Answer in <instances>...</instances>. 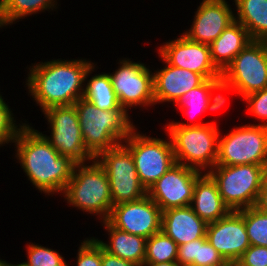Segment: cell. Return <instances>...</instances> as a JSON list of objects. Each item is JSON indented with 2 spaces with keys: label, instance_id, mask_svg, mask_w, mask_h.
I'll list each match as a JSON object with an SVG mask.
<instances>
[{
  "label": "cell",
  "instance_id": "9c48e42d",
  "mask_svg": "<svg viewBox=\"0 0 267 266\" xmlns=\"http://www.w3.org/2000/svg\"><path fill=\"white\" fill-rule=\"evenodd\" d=\"M95 159L107 173L113 206L147 195L139 180L133 156L124 143L101 152Z\"/></svg>",
  "mask_w": 267,
  "mask_h": 266
},
{
  "label": "cell",
  "instance_id": "2e32d148",
  "mask_svg": "<svg viewBox=\"0 0 267 266\" xmlns=\"http://www.w3.org/2000/svg\"><path fill=\"white\" fill-rule=\"evenodd\" d=\"M206 237L230 266L251 246L243 216L238 211H230L225 217L208 223Z\"/></svg>",
  "mask_w": 267,
  "mask_h": 266
},
{
  "label": "cell",
  "instance_id": "30bf717a",
  "mask_svg": "<svg viewBox=\"0 0 267 266\" xmlns=\"http://www.w3.org/2000/svg\"><path fill=\"white\" fill-rule=\"evenodd\" d=\"M221 75L243 99L267 88V41H251L242 49Z\"/></svg>",
  "mask_w": 267,
  "mask_h": 266
},
{
  "label": "cell",
  "instance_id": "d4e9b609",
  "mask_svg": "<svg viewBox=\"0 0 267 266\" xmlns=\"http://www.w3.org/2000/svg\"><path fill=\"white\" fill-rule=\"evenodd\" d=\"M210 87H211V79H206L201 85L191 89L182 97L180 100L175 104L178 109H180L183 113L184 116H188L191 118L193 121L192 123L188 122H174L171 121L167 124V126H182V127H190V126H200V125H205L208 123H217L215 121L210 122H196V118L202 115L203 113H206V108L209 103V92H210ZM194 115V116H193ZM195 118H193V117Z\"/></svg>",
  "mask_w": 267,
  "mask_h": 266
},
{
  "label": "cell",
  "instance_id": "6da1fadb",
  "mask_svg": "<svg viewBox=\"0 0 267 266\" xmlns=\"http://www.w3.org/2000/svg\"><path fill=\"white\" fill-rule=\"evenodd\" d=\"M15 158L28 180L41 193H63L76 163L60 155L42 132L24 123L13 141Z\"/></svg>",
  "mask_w": 267,
  "mask_h": 266
},
{
  "label": "cell",
  "instance_id": "60d3db41",
  "mask_svg": "<svg viewBox=\"0 0 267 266\" xmlns=\"http://www.w3.org/2000/svg\"><path fill=\"white\" fill-rule=\"evenodd\" d=\"M5 261L0 259V266H4Z\"/></svg>",
  "mask_w": 267,
  "mask_h": 266
},
{
  "label": "cell",
  "instance_id": "d6a6232c",
  "mask_svg": "<svg viewBox=\"0 0 267 266\" xmlns=\"http://www.w3.org/2000/svg\"><path fill=\"white\" fill-rule=\"evenodd\" d=\"M243 100L248 104L247 111L267 127V88L247 95Z\"/></svg>",
  "mask_w": 267,
  "mask_h": 266
},
{
  "label": "cell",
  "instance_id": "ba28073f",
  "mask_svg": "<svg viewBox=\"0 0 267 266\" xmlns=\"http://www.w3.org/2000/svg\"><path fill=\"white\" fill-rule=\"evenodd\" d=\"M137 131L134 128L122 143L130 150L139 180L148 190L176 161L171 139L150 137Z\"/></svg>",
  "mask_w": 267,
  "mask_h": 266
},
{
  "label": "cell",
  "instance_id": "7a4b0ae2",
  "mask_svg": "<svg viewBox=\"0 0 267 266\" xmlns=\"http://www.w3.org/2000/svg\"><path fill=\"white\" fill-rule=\"evenodd\" d=\"M92 64L86 58L32 64L25 82L28 94L42 112L54 106L74 105L83 97L85 75Z\"/></svg>",
  "mask_w": 267,
  "mask_h": 266
},
{
  "label": "cell",
  "instance_id": "484cf974",
  "mask_svg": "<svg viewBox=\"0 0 267 266\" xmlns=\"http://www.w3.org/2000/svg\"><path fill=\"white\" fill-rule=\"evenodd\" d=\"M57 0H0V28L28 15L54 10Z\"/></svg>",
  "mask_w": 267,
  "mask_h": 266
},
{
  "label": "cell",
  "instance_id": "f35d334b",
  "mask_svg": "<svg viewBox=\"0 0 267 266\" xmlns=\"http://www.w3.org/2000/svg\"><path fill=\"white\" fill-rule=\"evenodd\" d=\"M143 266H180L177 262L144 263Z\"/></svg>",
  "mask_w": 267,
  "mask_h": 266
},
{
  "label": "cell",
  "instance_id": "ac0fdd59",
  "mask_svg": "<svg viewBox=\"0 0 267 266\" xmlns=\"http://www.w3.org/2000/svg\"><path fill=\"white\" fill-rule=\"evenodd\" d=\"M161 60L166 65L153 72L155 105L165 102L176 104L182 95L206 80L201 74L172 66L162 57Z\"/></svg>",
  "mask_w": 267,
  "mask_h": 266
},
{
  "label": "cell",
  "instance_id": "1f68e13d",
  "mask_svg": "<svg viewBox=\"0 0 267 266\" xmlns=\"http://www.w3.org/2000/svg\"><path fill=\"white\" fill-rule=\"evenodd\" d=\"M219 91L223 92H229L233 91L232 93H235L238 95L237 90L232 86V84L226 80L222 75L218 78L211 79V87H210V92H209V103L206 108V112L209 111H216L221 110V108L225 105L226 103V98L223 96L220 92L219 94H215ZM215 94V95H214Z\"/></svg>",
  "mask_w": 267,
  "mask_h": 266
},
{
  "label": "cell",
  "instance_id": "836d02e7",
  "mask_svg": "<svg viewBox=\"0 0 267 266\" xmlns=\"http://www.w3.org/2000/svg\"><path fill=\"white\" fill-rule=\"evenodd\" d=\"M197 266H230L219 252L206 240L198 244Z\"/></svg>",
  "mask_w": 267,
  "mask_h": 266
},
{
  "label": "cell",
  "instance_id": "5bb4252c",
  "mask_svg": "<svg viewBox=\"0 0 267 266\" xmlns=\"http://www.w3.org/2000/svg\"><path fill=\"white\" fill-rule=\"evenodd\" d=\"M161 215L160 207L146 195L113 206L107 221L121 231L147 239L161 231Z\"/></svg>",
  "mask_w": 267,
  "mask_h": 266
},
{
  "label": "cell",
  "instance_id": "d6986e66",
  "mask_svg": "<svg viewBox=\"0 0 267 266\" xmlns=\"http://www.w3.org/2000/svg\"><path fill=\"white\" fill-rule=\"evenodd\" d=\"M206 228L207 223L194 212L191 206L162 211L161 231L178 246L207 238Z\"/></svg>",
  "mask_w": 267,
  "mask_h": 266
},
{
  "label": "cell",
  "instance_id": "7c38bea8",
  "mask_svg": "<svg viewBox=\"0 0 267 266\" xmlns=\"http://www.w3.org/2000/svg\"><path fill=\"white\" fill-rule=\"evenodd\" d=\"M119 62L115 72H109V75L120 106L128 112L134 106L146 108L155 105L152 70L146 64L128 58Z\"/></svg>",
  "mask_w": 267,
  "mask_h": 266
},
{
  "label": "cell",
  "instance_id": "8d00e7d4",
  "mask_svg": "<svg viewBox=\"0 0 267 266\" xmlns=\"http://www.w3.org/2000/svg\"><path fill=\"white\" fill-rule=\"evenodd\" d=\"M102 266H139L128 260H123L118 256L112 255L102 247Z\"/></svg>",
  "mask_w": 267,
  "mask_h": 266
},
{
  "label": "cell",
  "instance_id": "8992f818",
  "mask_svg": "<svg viewBox=\"0 0 267 266\" xmlns=\"http://www.w3.org/2000/svg\"><path fill=\"white\" fill-rule=\"evenodd\" d=\"M208 174L216 182L224 204L230 211H238L256 205L267 166L215 165Z\"/></svg>",
  "mask_w": 267,
  "mask_h": 266
},
{
  "label": "cell",
  "instance_id": "4fadbf2b",
  "mask_svg": "<svg viewBox=\"0 0 267 266\" xmlns=\"http://www.w3.org/2000/svg\"><path fill=\"white\" fill-rule=\"evenodd\" d=\"M203 173L175 163L147 190V195L160 207L169 208L191 206L196 180Z\"/></svg>",
  "mask_w": 267,
  "mask_h": 266
},
{
  "label": "cell",
  "instance_id": "83f0119b",
  "mask_svg": "<svg viewBox=\"0 0 267 266\" xmlns=\"http://www.w3.org/2000/svg\"><path fill=\"white\" fill-rule=\"evenodd\" d=\"M238 212L243 216L250 245L267 247V213L255 206Z\"/></svg>",
  "mask_w": 267,
  "mask_h": 266
},
{
  "label": "cell",
  "instance_id": "f1b7e54d",
  "mask_svg": "<svg viewBox=\"0 0 267 266\" xmlns=\"http://www.w3.org/2000/svg\"><path fill=\"white\" fill-rule=\"evenodd\" d=\"M26 251L28 260L23 263L27 266H68L65 258L54 249L29 243Z\"/></svg>",
  "mask_w": 267,
  "mask_h": 266
},
{
  "label": "cell",
  "instance_id": "e575fe53",
  "mask_svg": "<svg viewBox=\"0 0 267 266\" xmlns=\"http://www.w3.org/2000/svg\"><path fill=\"white\" fill-rule=\"evenodd\" d=\"M234 266H267V247L251 245Z\"/></svg>",
  "mask_w": 267,
  "mask_h": 266
},
{
  "label": "cell",
  "instance_id": "d590c367",
  "mask_svg": "<svg viewBox=\"0 0 267 266\" xmlns=\"http://www.w3.org/2000/svg\"><path fill=\"white\" fill-rule=\"evenodd\" d=\"M207 238H200L178 246L177 263L180 266L197 265L198 244H203Z\"/></svg>",
  "mask_w": 267,
  "mask_h": 266
},
{
  "label": "cell",
  "instance_id": "ffe728a7",
  "mask_svg": "<svg viewBox=\"0 0 267 266\" xmlns=\"http://www.w3.org/2000/svg\"><path fill=\"white\" fill-rule=\"evenodd\" d=\"M191 207L207 224L225 217L230 209L224 204L216 182L203 173L194 186Z\"/></svg>",
  "mask_w": 267,
  "mask_h": 266
},
{
  "label": "cell",
  "instance_id": "f546056e",
  "mask_svg": "<svg viewBox=\"0 0 267 266\" xmlns=\"http://www.w3.org/2000/svg\"><path fill=\"white\" fill-rule=\"evenodd\" d=\"M1 93V92H0ZM0 94V146H4L8 143H13L16 138L17 132L23 126L24 123L20 122L18 125L13 117L12 110L9 108Z\"/></svg>",
  "mask_w": 267,
  "mask_h": 266
},
{
  "label": "cell",
  "instance_id": "44dd1931",
  "mask_svg": "<svg viewBox=\"0 0 267 266\" xmlns=\"http://www.w3.org/2000/svg\"><path fill=\"white\" fill-rule=\"evenodd\" d=\"M251 41L248 30L234 21L209 45L213 64L222 73Z\"/></svg>",
  "mask_w": 267,
  "mask_h": 266
},
{
  "label": "cell",
  "instance_id": "74e56055",
  "mask_svg": "<svg viewBox=\"0 0 267 266\" xmlns=\"http://www.w3.org/2000/svg\"><path fill=\"white\" fill-rule=\"evenodd\" d=\"M255 207L267 213V174L263 178Z\"/></svg>",
  "mask_w": 267,
  "mask_h": 266
},
{
  "label": "cell",
  "instance_id": "603a6c76",
  "mask_svg": "<svg viewBox=\"0 0 267 266\" xmlns=\"http://www.w3.org/2000/svg\"><path fill=\"white\" fill-rule=\"evenodd\" d=\"M235 21L241 23L252 40L267 41V0H234Z\"/></svg>",
  "mask_w": 267,
  "mask_h": 266
},
{
  "label": "cell",
  "instance_id": "52a82bcc",
  "mask_svg": "<svg viewBox=\"0 0 267 266\" xmlns=\"http://www.w3.org/2000/svg\"><path fill=\"white\" fill-rule=\"evenodd\" d=\"M220 133L216 165L256 164L267 166V127L260 123L235 127Z\"/></svg>",
  "mask_w": 267,
  "mask_h": 266
},
{
  "label": "cell",
  "instance_id": "8fae6325",
  "mask_svg": "<svg viewBox=\"0 0 267 266\" xmlns=\"http://www.w3.org/2000/svg\"><path fill=\"white\" fill-rule=\"evenodd\" d=\"M43 114L51 128L50 136L43 135L60 155L69 157L76 164L95 159L85 147L75 105L54 106Z\"/></svg>",
  "mask_w": 267,
  "mask_h": 266
},
{
  "label": "cell",
  "instance_id": "5b68a950",
  "mask_svg": "<svg viewBox=\"0 0 267 266\" xmlns=\"http://www.w3.org/2000/svg\"><path fill=\"white\" fill-rule=\"evenodd\" d=\"M166 136L171 139L176 163L208 173L218 155L220 131L217 123L200 126H166Z\"/></svg>",
  "mask_w": 267,
  "mask_h": 266
},
{
  "label": "cell",
  "instance_id": "277c9868",
  "mask_svg": "<svg viewBox=\"0 0 267 266\" xmlns=\"http://www.w3.org/2000/svg\"><path fill=\"white\" fill-rule=\"evenodd\" d=\"M87 164L74 166L72 177L62 195L70 207L97 215L100 221H104L109 218L113 207L110 182L96 159Z\"/></svg>",
  "mask_w": 267,
  "mask_h": 266
},
{
  "label": "cell",
  "instance_id": "4dcf8cb0",
  "mask_svg": "<svg viewBox=\"0 0 267 266\" xmlns=\"http://www.w3.org/2000/svg\"><path fill=\"white\" fill-rule=\"evenodd\" d=\"M76 258V266H102V246L95 237L85 238Z\"/></svg>",
  "mask_w": 267,
  "mask_h": 266
},
{
  "label": "cell",
  "instance_id": "cb8c5ba5",
  "mask_svg": "<svg viewBox=\"0 0 267 266\" xmlns=\"http://www.w3.org/2000/svg\"><path fill=\"white\" fill-rule=\"evenodd\" d=\"M95 65L97 64L93 63L85 75L83 98L102 110L124 109L119 104L109 73L95 74L87 80L90 74L94 72Z\"/></svg>",
  "mask_w": 267,
  "mask_h": 266
},
{
  "label": "cell",
  "instance_id": "9a60e30c",
  "mask_svg": "<svg viewBox=\"0 0 267 266\" xmlns=\"http://www.w3.org/2000/svg\"><path fill=\"white\" fill-rule=\"evenodd\" d=\"M158 54L168 64L201 74L205 79L221 76L211 59L210 46L194 42L181 34L179 38L163 43Z\"/></svg>",
  "mask_w": 267,
  "mask_h": 266
},
{
  "label": "cell",
  "instance_id": "ab89813d",
  "mask_svg": "<svg viewBox=\"0 0 267 266\" xmlns=\"http://www.w3.org/2000/svg\"><path fill=\"white\" fill-rule=\"evenodd\" d=\"M4 266H27V265L24 264L23 262L19 263V264L18 263L17 264H12V263L6 262V260H5Z\"/></svg>",
  "mask_w": 267,
  "mask_h": 266
},
{
  "label": "cell",
  "instance_id": "7402d4cb",
  "mask_svg": "<svg viewBox=\"0 0 267 266\" xmlns=\"http://www.w3.org/2000/svg\"><path fill=\"white\" fill-rule=\"evenodd\" d=\"M103 228L108 233L109 241L104 242L95 238L108 253L128 260L139 266L145 261L146 238L121 231L113 227L107 220L101 221Z\"/></svg>",
  "mask_w": 267,
  "mask_h": 266
},
{
  "label": "cell",
  "instance_id": "4316f807",
  "mask_svg": "<svg viewBox=\"0 0 267 266\" xmlns=\"http://www.w3.org/2000/svg\"><path fill=\"white\" fill-rule=\"evenodd\" d=\"M178 245L162 231L146 239L144 263L177 262Z\"/></svg>",
  "mask_w": 267,
  "mask_h": 266
},
{
  "label": "cell",
  "instance_id": "3957f363",
  "mask_svg": "<svg viewBox=\"0 0 267 266\" xmlns=\"http://www.w3.org/2000/svg\"><path fill=\"white\" fill-rule=\"evenodd\" d=\"M74 105L85 147L94 158L121 144L135 128L125 109L102 110L83 97Z\"/></svg>",
  "mask_w": 267,
  "mask_h": 266
},
{
  "label": "cell",
  "instance_id": "e0dca14e",
  "mask_svg": "<svg viewBox=\"0 0 267 266\" xmlns=\"http://www.w3.org/2000/svg\"><path fill=\"white\" fill-rule=\"evenodd\" d=\"M233 12L226 0H202L194 12L191 28L182 34L194 42L210 45L235 21Z\"/></svg>",
  "mask_w": 267,
  "mask_h": 266
}]
</instances>
